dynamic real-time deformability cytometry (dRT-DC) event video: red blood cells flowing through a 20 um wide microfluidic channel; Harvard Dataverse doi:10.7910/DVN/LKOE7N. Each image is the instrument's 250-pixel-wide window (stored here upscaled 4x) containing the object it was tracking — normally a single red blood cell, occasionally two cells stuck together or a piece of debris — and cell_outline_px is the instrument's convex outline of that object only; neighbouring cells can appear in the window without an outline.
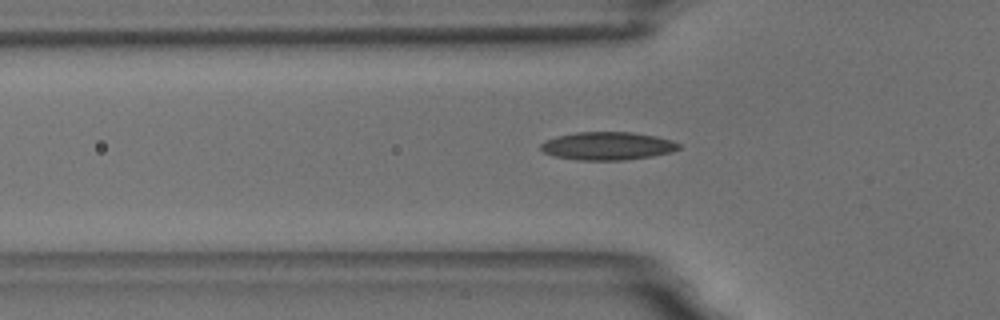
{"species": "common noctule bat (a hibernating species)", "species_latin": "Nyctalus noctula", "temperature_condition": "room temperature", "stored_images_in_passage": 40, "camera_frame_rate_fps": 3000, "um_per_image_px": 0.085, "animal": {"sex": "male", "body_mass_g": 18.8}, "frame": {"image": 1, "passage_image": 7, "time_ms": 2.0, "image_size_px": [1000, 320], "cell_outline_px": [[680, 148], [672, 152], [652, 156], [624, 160], [576, 160], [556, 156], [544, 152], [540, 148], [540, 144], [544, 140], [556, 136], [576, 132], [632, 132], [656, 136], [672, 140], [680, 144]], "centroid_in_image_um": [51.64, 12.4], "position_along_channel_um": 74.2, "area_um2": 22.66}}
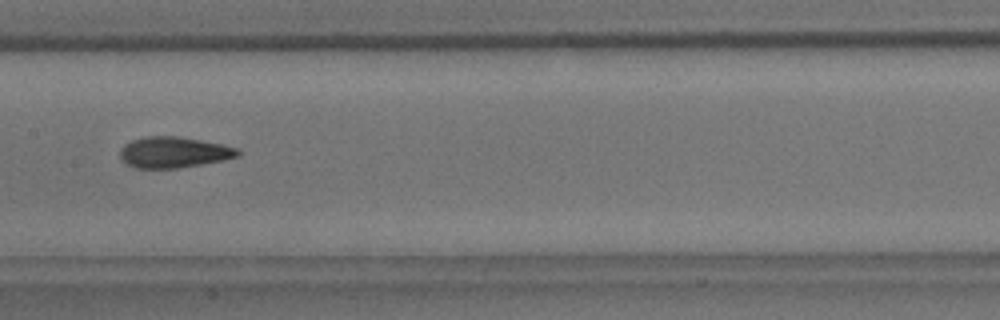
{"frame": {"image": 2, "passage_image": 17, "time_ms": 5.333, "image_size_px": [1000, 320], "cell_outline_px": [[240, 156], [224, 160], [180, 168], [136, 168], [120, 160], [120, 148], [124, 144], [132, 140], [144, 136], [176, 136], [200, 140], [220, 144], [236, 148], [240, 152]], "centroid_in_image_um": [14.74, 12.95], "position_along_channel_um": 192.7, "area_um2": 21.27}}
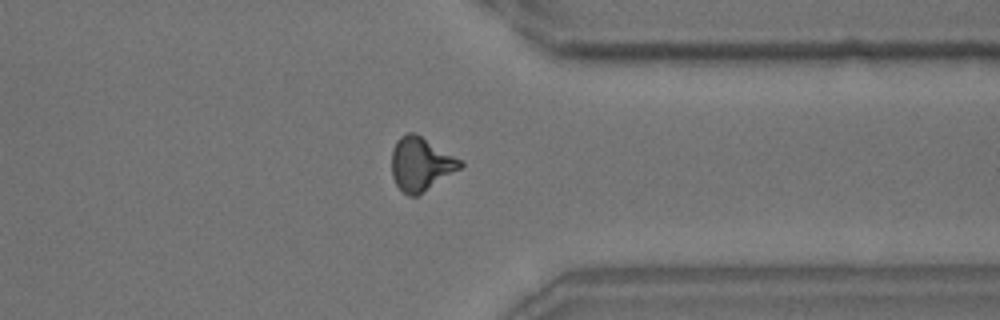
{"frame": {"image": 3, "passage_image": 33, "time_ms": 10.667, "image_size_px": [1000, 320], "cell_outline_px": [[464, 164], [460, 168], [416, 196], [408, 196], [396, 184], [392, 176], [392, 148], [396, 140], [400, 136], [408, 132], [416, 132], [464, 160]], "centroid_in_image_um": [35.77, 13.89], "position_along_channel_um": 375.6, "area_um2": 21.5}, "authors_computed_cell_mechanics": {"area_um2": 20.7502, "velocity_mm_per_s": 3.5115, "shape_relaxation_time_tau1_ms": 7.5257, "shape_relaxation_time_tau2_ms": 2.6026, "deformation_change_tau1": 0.1847, "deformation_change_tau2": 0.1022}}